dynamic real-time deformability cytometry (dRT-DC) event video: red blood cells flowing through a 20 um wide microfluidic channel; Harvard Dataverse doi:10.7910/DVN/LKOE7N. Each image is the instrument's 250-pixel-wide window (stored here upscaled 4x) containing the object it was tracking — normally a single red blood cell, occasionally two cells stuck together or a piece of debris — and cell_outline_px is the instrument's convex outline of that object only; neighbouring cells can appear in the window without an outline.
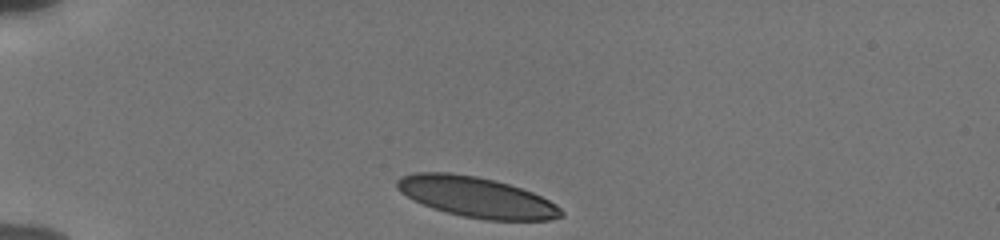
{"species": "human", "species_latin": "Homo sapiens", "temperature_condition": "cold", "stored_images_in_passage": 35, "camera_frame_rate_fps": 3000, "um_per_image_px": 0.085, "donor": {"sex": "male"}, "frame": {"image": 1, "passage_image": 1, "time_ms": 0.0, "image_size_px": [1000, 240], "cell_outline_px": [[564, 216], [548, 220], [488, 220], [464, 216], [432, 208], [412, 200], [400, 192], [396, 188], [396, 180], [400, 176], [416, 172], [448, 172], [476, 176], [496, 180], [532, 192], [556, 204], [564, 212]], "centroid_in_image_um": [40.47, 16.75], "position_along_channel_um": 44.5, "area_um2": 38.67}}
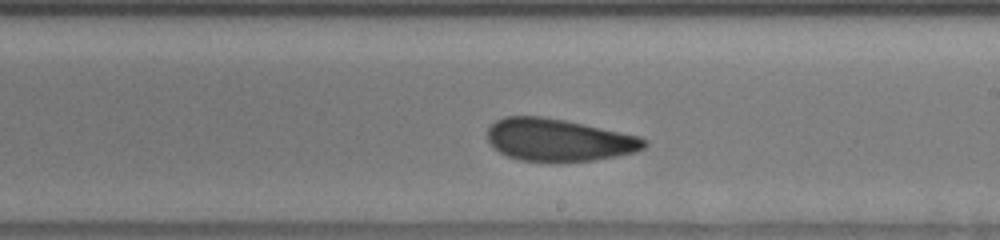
{"frame": {"image": 2, "passage_image": 20, "time_ms": 6.333, "image_size_px": [1000, 240], "cell_outline_px": [[648, 144], [644, 148], [636, 152], [616, 156], [592, 160], [560, 164], [520, 160], [508, 156], [500, 152], [488, 140], [488, 128], [496, 120], [504, 116], [540, 116], [564, 120], [640, 136]], "centroid_in_image_um": [47.49, 11.92], "position_along_channel_um": 241.5, "area_um2": 39.07}}
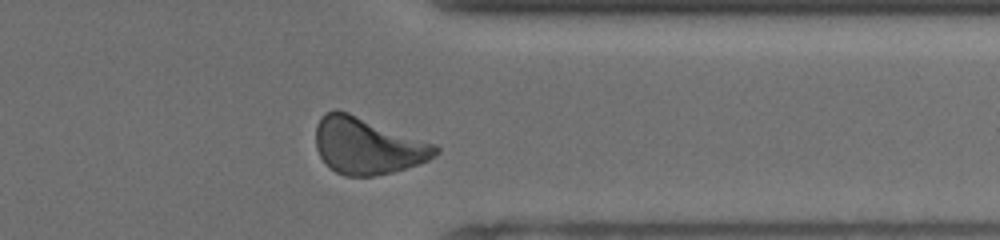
{"frame": {"image": 3, "passage_image": 31, "time_ms": 10.0, "image_size_px": [1000, 240], "cell_outline_px": [[440, 152], [436, 156], [420, 164], [392, 172], [372, 176], [344, 176], [336, 172], [320, 156], [316, 148], [316, 124], [324, 112], [336, 108], [348, 112], [436, 144], [440, 148]], "centroid_in_image_um": [31.25, 12.38], "position_along_channel_um": 380.1, "area_um2": 39.59}, "authors_computed_cell_mechanics": {"area_um2": 39.0728, "velocity_mm_per_s": 3.8131, "shape_relaxation_time_tau1_ms": 5.1763, "shape_relaxation_time_tau2_ms": 2.0045, "deformation_change_tau1": 0.1304, "deformation_change_tau2": 0.0876}}